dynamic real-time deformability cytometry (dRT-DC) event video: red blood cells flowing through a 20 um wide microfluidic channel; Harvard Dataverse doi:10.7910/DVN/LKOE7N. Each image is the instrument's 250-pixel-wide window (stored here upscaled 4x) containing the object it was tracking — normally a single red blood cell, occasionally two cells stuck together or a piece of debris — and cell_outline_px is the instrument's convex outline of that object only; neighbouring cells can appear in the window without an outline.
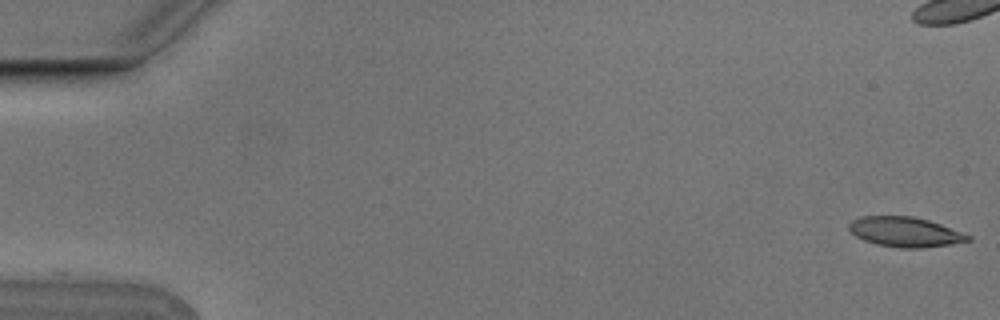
{"species": "Egyptian fruit bat (a non-hibernating species)", "species_latin": "Rousettus aegyptiacus", "temperature_condition": "cold", "stored_images_in_passage": 7, "camera_frame_rate_fps": 3000, "um_per_image_px": 0.085, "animal": {"sex": "male"}, "frame": {"image": 1, "passage_image": 1, "time_ms": 0.0, "image_size_px": [1000, 320], "cell_outline_px": [[972, 240], [948, 244], [920, 248], [900, 248], [876, 244], [864, 240], [856, 236], [848, 228], [848, 224], [852, 220], [860, 216], [912, 216], [928, 220], [940, 224], [972, 236]], "centroid_in_image_um": [76.91, 19.71], "position_along_channel_um": 8.1, "area_um2": 20.58}}